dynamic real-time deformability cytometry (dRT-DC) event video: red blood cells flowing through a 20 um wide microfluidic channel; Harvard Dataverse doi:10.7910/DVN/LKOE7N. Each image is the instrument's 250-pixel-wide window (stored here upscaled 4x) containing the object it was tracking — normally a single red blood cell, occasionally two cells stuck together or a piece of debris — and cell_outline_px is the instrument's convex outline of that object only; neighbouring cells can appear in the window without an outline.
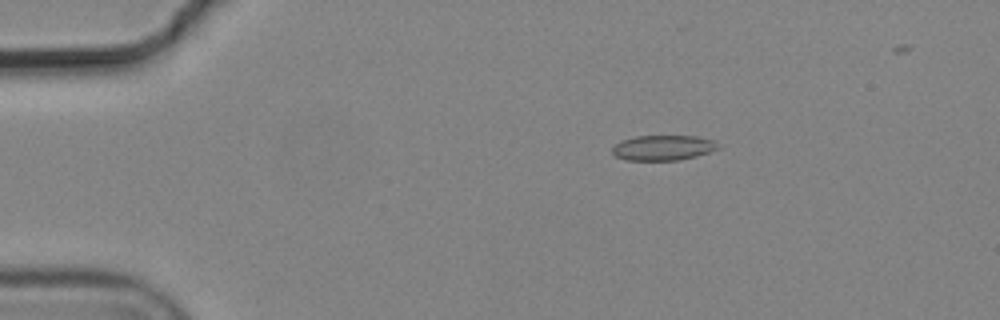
{"species": "common noctule bat (a hibernating species)", "species_latin": "Nyctalus noctula", "temperature_condition": "cold", "stored_images_in_passage": 5, "camera_frame_rate_fps": 3000, "um_per_image_px": 0.085, "animal": {"sex": "male", "body_mass_g": 19.2, "forearm_length_mm": 51.8}, "frame": {"image": 1, "passage_image": 3, "time_ms": 0.667, "image_size_px": [1000, 320], "cell_outline_px": [[720, 148], [696, 156], [680, 160], [624, 160], [616, 156], [612, 152], [612, 148], [620, 140], [636, 136], [696, 136], [712, 140], [720, 144]], "centroid_in_image_um": [56.36, 12.56], "position_along_channel_um": 28.6, "area_um2": 15.55}}